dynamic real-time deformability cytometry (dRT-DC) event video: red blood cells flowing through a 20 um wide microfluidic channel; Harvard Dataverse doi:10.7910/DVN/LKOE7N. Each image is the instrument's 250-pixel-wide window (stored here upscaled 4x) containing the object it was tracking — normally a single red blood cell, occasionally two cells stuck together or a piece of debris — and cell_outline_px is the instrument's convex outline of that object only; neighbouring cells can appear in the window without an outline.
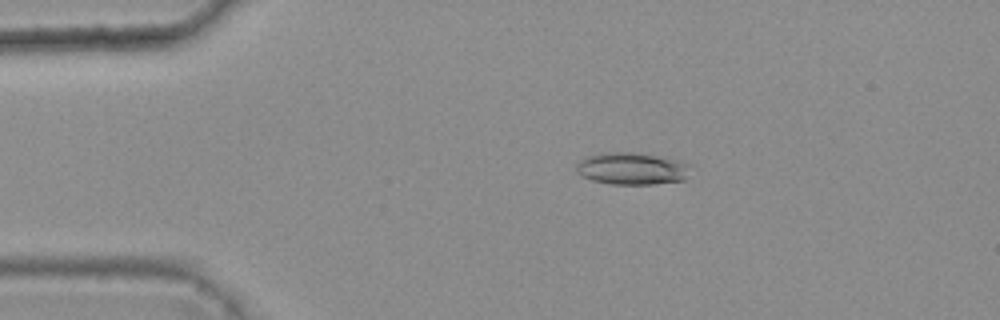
{"species": "common noctule bat (a hibernating species)", "species_latin": "Nyctalus noctula", "temperature_condition": "warm", "stored_images_in_passage": 6, "camera_frame_rate_fps": 3000, "um_per_image_px": 0.085, "animal": {"sex": "female", "body_mass_g": 25.1}, "frame": {"image": 1, "passage_image": 4, "time_ms": 1.0, "image_size_px": [1000, 320], "cell_outline_px": [[692, 164], [684, 180], [652, 184], [612, 184], [592, 180], [576, 172], [576, 164], [580, 160], [588, 156], [600, 152], [636, 152]], "centroid_in_image_um": [53.68, 14.32], "position_along_channel_um": 31.3, "area_um2": 21.21}}
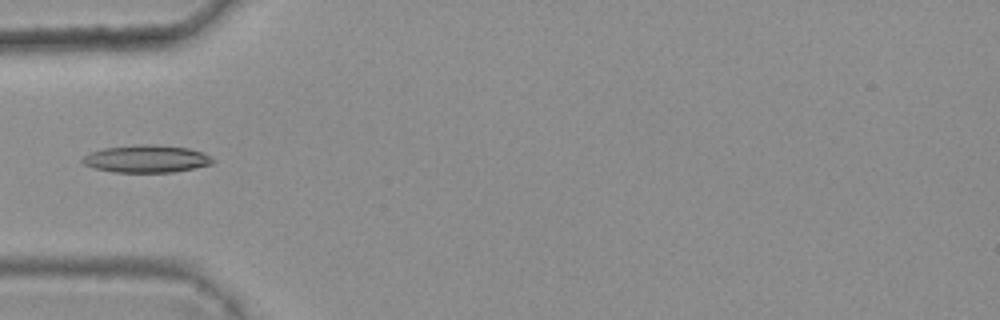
{"frame": {"image": 2, "passage_image": 6, "time_ms": 1.667, "image_size_px": [1000, 320], "cell_outline_px": [[216, 160], [212, 164], [172, 172], [116, 172], [96, 168], [84, 164], [80, 160], [88, 152], [104, 148], [140, 144], [152, 144], [188, 148], [204, 152]], "centroid_in_image_um": [12.46, 13.49], "position_along_channel_um": 72.5, "area_um2": 20.81}}